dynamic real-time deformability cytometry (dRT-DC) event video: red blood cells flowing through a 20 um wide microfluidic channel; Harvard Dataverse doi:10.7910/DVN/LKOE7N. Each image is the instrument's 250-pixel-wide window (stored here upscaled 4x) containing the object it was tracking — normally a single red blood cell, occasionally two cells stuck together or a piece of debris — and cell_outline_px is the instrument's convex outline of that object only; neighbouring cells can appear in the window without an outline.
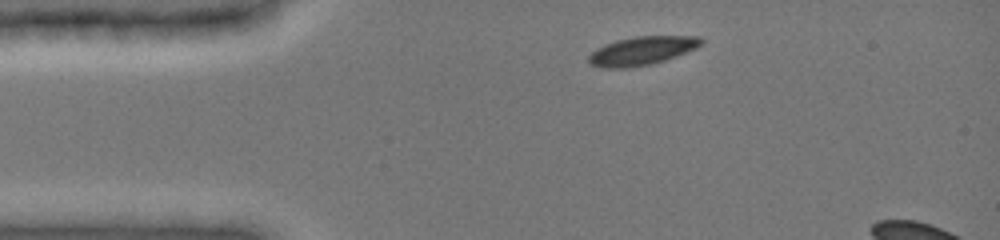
{"species": "common noctule bat (a hibernating species)", "species_latin": "Nyctalus noctula", "temperature_condition": "cold", "stored_images_in_passage": 3, "camera_frame_rate_fps": 3000, "um_per_image_px": 0.085, "animal": {"sex": "female", "body_mass_g": 19.0, "forearm_length_mm": 51.5}, "frame": {"image": 1, "passage_image": 1, "time_ms": 0.0, "image_size_px": [1000, 240], "cell_outline_px": [[704, 44], [696, 48], [676, 56], [652, 64], [624, 68], [600, 68], [588, 64], [588, 56], [596, 48], [604, 44], [616, 40], [636, 36], [700, 36], [704, 40]], "centroid_in_image_um": [54.55, 4.31], "position_along_channel_um": 30.5, "area_um2": 18.9}}